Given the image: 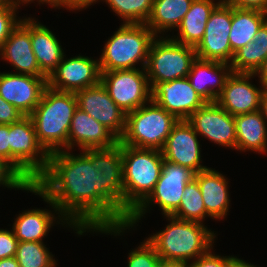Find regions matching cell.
<instances>
[{"label": "cell", "mask_w": 267, "mask_h": 267, "mask_svg": "<svg viewBox=\"0 0 267 267\" xmlns=\"http://www.w3.org/2000/svg\"><path fill=\"white\" fill-rule=\"evenodd\" d=\"M99 0H65V9L67 10H80V9H86L90 5L96 4ZM101 1V0H100Z\"/></svg>", "instance_id": "cell-41"}, {"label": "cell", "mask_w": 267, "mask_h": 267, "mask_svg": "<svg viewBox=\"0 0 267 267\" xmlns=\"http://www.w3.org/2000/svg\"><path fill=\"white\" fill-rule=\"evenodd\" d=\"M0 158L10 163L9 125L0 124Z\"/></svg>", "instance_id": "cell-40"}, {"label": "cell", "mask_w": 267, "mask_h": 267, "mask_svg": "<svg viewBox=\"0 0 267 267\" xmlns=\"http://www.w3.org/2000/svg\"><path fill=\"white\" fill-rule=\"evenodd\" d=\"M255 76H258L259 83L264 87L267 88V57L263 61L262 65L257 69L254 73Z\"/></svg>", "instance_id": "cell-42"}, {"label": "cell", "mask_w": 267, "mask_h": 267, "mask_svg": "<svg viewBox=\"0 0 267 267\" xmlns=\"http://www.w3.org/2000/svg\"><path fill=\"white\" fill-rule=\"evenodd\" d=\"M99 60L79 56L61 59L56 69L47 78V86L61 92H77L100 83Z\"/></svg>", "instance_id": "cell-12"}, {"label": "cell", "mask_w": 267, "mask_h": 267, "mask_svg": "<svg viewBox=\"0 0 267 267\" xmlns=\"http://www.w3.org/2000/svg\"><path fill=\"white\" fill-rule=\"evenodd\" d=\"M193 0H153L152 12L145 23L158 37L178 28Z\"/></svg>", "instance_id": "cell-27"}, {"label": "cell", "mask_w": 267, "mask_h": 267, "mask_svg": "<svg viewBox=\"0 0 267 267\" xmlns=\"http://www.w3.org/2000/svg\"><path fill=\"white\" fill-rule=\"evenodd\" d=\"M233 8L256 9L267 13V0H221Z\"/></svg>", "instance_id": "cell-39"}, {"label": "cell", "mask_w": 267, "mask_h": 267, "mask_svg": "<svg viewBox=\"0 0 267 267\" xmlns=\"http://www.w3.org/2000/svg\"><path fill=\"white\" fill-rule=\"evenodd\" d=\"M37 2L40 4H50L49 6L53 7V8H63L65 7V0H37Z\"/></svg>", "instance_id": "cell-46"}, {"label": "cell", "mask_w": 267, "mask_h": 267, "mask_svg": "<svg viewBox=\"0 0 267 267\" xmlns=\"http://www.w3.org/2000/svg\"><path fill=\"white\" fill-rule=\"evenodd\" d=\"M0 3H10V4H13V0H0Z\"/></svg>", "instance_id": "cell-49"}, {"label": "cell", "mask_w": 267, "mask_h": 267, "mask_svg": "<svg viewBox=\"0 0 267 267\" xmlns=\"http://www.w3.org/2000/svg\"><path fill=\"white\" fill-rule=\"evenodd\" d=\"M231 73L228 63L196 58L187 77L202 99L207 103H215Z\"/></svg>", "instance_id": "cell-21"}, {"label": "cell", "mask_w": 267, "mask_h": 267, "mask_svg": "<svg viewBox=\"0 0 267 267\" xmlns=\"http://www.w3.org/2000/svg\"><path fill=\"white\" fill-rule=\"evenodd\" d=\"M35 0H13V4H15V5H17V6H19V7H21L20 5L22 4V5H27V4H31V2H34Z\"/></svg>", "instance_id": "cell-48"}, {"label": "cell", "mask_w": 267, "mask_h": 267, "mask_svg": "<svg viewBox=\"0 0 267 267\" xmlns=\"http://www.w3.org/2000/svg\"><path fill=\"white\" fill-rule=\"evenodd\" d=\"M159 267H189V263L161 261Z\"/></svg>", "instance_id": "cell-47"}, {"label": "cell", "mask_w": 267, "mask_h": 267, "mask_svg": "<svg viewBox=\"0 0 267 267\" xmlns=\"http://www.w3.org/2000/svg\"><path fill=\"white\" fill-rule=\"evenodd\" d=\"M27 191L41 196L82 234L124 225L121 144L87 149L80 154L61 150L49 154L48 167Z\"/></svg>", "instance_id": "cell-1"}, {"label": "cell", "mask_w": 267, "mask_h": 267, "mask_svg": "<svg viewBox=\"0 0 267 267\" xmlns=\"http://www.w3.org/2000/svg\"><path fill=\"white\" fill-rule=\"evenodd\" d=\"M10 164L30 183L48 167L49 154L39 144L29 116L9 125Z\"/></svg>", "instance_id": "cell-9"}, {"label": "cell", "mask_w": 267, "mask_h": 267, "mask_svg": "<svg viewBox=\"0 0 267 267\" xmlns=\"http://www.w3.org/2000/svg\"><path fill=\"white\" fill-rule=\"evenodd\" d=\"M30 38L40 71L48 78L64 56L60 41L47 26L30 17Z\"/></svg>", "instance_id": "cell-24"}, {"label": "cell", "mask_w": 267, "mask_h": 267, "mask_svg": "<svg viewBox=\"0 0 267 267\" xmlns=\"http://www.w3.org/2000/svg\"><path fill=\"white\" fill-rule=\"evenodd\" d=\"M254 73H231L227 78L216 103L232 116L260 110L261 96L265 89L258 88L249 81Z\"/></svg>", "instance_id": "cell-18"}, {"label": "cell", "mask_w": 267, "mask_h": 267, "mask_svg": "<svg viewBox=\"0 0 267 267\" xmlns=\"http://www.w3.org/2000/svg\"><path fill=\"white\" fill-rule=\"evenodd\" d=\"M119 139L104 125L88 113L77 108L71 120L68 133V150L106 149L114 147Z\"/></svg>", "instance_id": "cell-20"}, {"label": "cell", "mask_w": 267, "mask_h": 267, "mask_svg": "<svg viewBox=\"0 0 267 267\" xmlns=\"http://www.w3.org/2000/svg\"><path fill=\"white\" fill-rule=\"evenodd\" d=\"M75 96L78 108L88 113L120 139L125 130L126 113L112 100L101 82L75 92Z\"/></svg>", "instance_id": "cell-15"}, {"label": "cell", "mask_w": 267, "mask_h": 267, "mask_svg": "<svg viewBox=\"0 0 267 267\" xmlns=\"http://www.w3.org/2000/svg\"><path fill=\"white\" fill-rule=\"evenodd\" d=\"M165 217L166 228L146 238L161 261L190 263L212 248L217 235L203 223Z\"/></svg>", "instance_id": "cell-2"}, {"label": "cell", "mask_w": 267, "mask_h": 267, "mask_svg": "<svg viewBox=\"0 0 267 267\" xmlns=\"http://www.w3.org/2000/svg\"><path fill=\"white\" fill-rule=\"evenodd\" d=\"M23 18V19H22ZM3 43L0 57L17 70V74L46 77L39 69L30 38V17H22Z\"/></svg>", "instance_id": "cell-19"}, {"label": "cell", "mask_w": 267, "mask_h": 267, "mask_svg": "<svg viewBox=\"0 0 267 267\" xmlns=\"http://www.w3.org/2000/svg\"><path fill=\"white\" fill-rule=\"evenodd\" d=\"M178 121L174 115L151 100L126 114L125 130L119 143L136 148L161 150Z\"/></svg>", "instance_id": "cell-7"}, {"label": "cell", "mask_w": 267, "mask_h": 267, "mask_svg": "<svg viewBox=\"0 0 267 267\" xmlns=\"http://www.w3.org/2000/svg\"><path fill=\"white\" fill-rule=\"evenodd\" d=\"M157 36L146 24H121L108 38L100 55L101 72L145 69L149 50Z\"/></svg>", "instance_id": "cell-6"}, {"label": "cell", "mask_w": 267, "mask_h": 267, "mask_svg": "<svg viewBox=\"0 0 267 267\" xmlns=\"http://www.w3.org/2000/svg\"><path fill=\"white\" fill-rule=\"evenodd\" d=\"M195 173L189 168L177 165L167 160L163 161L162 172L150 195L130 214L127 222L120 226L102 227L95 232L122 236L121 234L136 227L141 218L148 213L150 204L158 205L162 215H171L180 205L181 196L187 183L194 178ZM131 227V228H130Z\"/></svg>", "instance_id": "cell-5"}, {"label": "cell", "mask_w": 267, "mask_h": 267, "mask_svg": "<svg viewBox=\"0 0 267 267\" xmlns=\"http://www.w3.org/2000/svg\"><path fill=\"white\" fill-rule=\"evenodd\" d=\"M77 99L73 92H61L48 86L29 115L39 144L48 153L68 150V133Z\"/></svg>", "instance_id": "cell-3"}, {"label": "cell", "mask_w": 267, "mask_h": 267, "mask_svg": "<svg viewBox=\"0 0 267 267\" xmlns=\"http://www.w3.org/2000/svg\"><path fill=\"white\" fill-rule=\"evenodd\" d=\"M24 115L0 96V124L10 125L18 122Z\"/></svg>", "instance_id": "cell-38"}, {"label": "cell", "mask_w": 267, "mask_h": 267, "mask_svg": "<svg viewBox=\"0 0 267 267\" xmlns=\"http://www.w3.org/2000/svg\"><path fill=\"white\" fill-rule=\"evenodd\" d=\"M123 20V24H145L149 19L153 0H101Z\"/></svg>", "instance_id": "cell-31"}, {"label": "cell", "mask_w": 267, "mask_h": 267, "mask_svg": "<svg viewBox=\"0 0 267 267\" xmlns=\"http://www.w3.org/2000/svg\"><path fill=\"white\" fill-rule=\"evenodd\" d=\"M19 6L10 3H0V50L12 30L20 23L21 19L16 13Z\"/></svg>", "instance_id": "cell-34"}, {"label": "cell", "mask_w": 267, "mask_h": 267, "mask_svg": "<svg viewBox=\"0 0 267 267\" xmlns=\"http://www.w3.org/2000/svg\"><path fill=\"white\" fill-rule=\"evenodd\" d=\"M231 23L232 7L220 2L210 14L204 36L195 47L196 57L230 64L234 56L229 42Z\"/></svg>", "instance_id": "cell-11"}, {"label": "cell", "mask_w": 267, "mask_h": 267, "mask_svg": "<svg viewBox=\"0 0 267 267\" xmlns=\"http://www.w3.org/2000/svg\"><path fill=\"white\" fill-rule=\"evenodd\" d=\"M101 72L100 82L109 96L126 114L148 104L152 89L145 69Z\"/></svg>", "instance_id": "cell-10"}, {"label": "cell", "mask_w": 267, "mask_h": 267, "mask_svg": "<svg viewBox=\"0 0 267 267\" xmlns=\"http://www.w3.org/2000/svg\"><path fill=\"white\" fill-rule=\"evenodd\" d=\"M57 217H55V213H52L51 210L48 209L36 208L26 210L16 216L12 229L17 240L22 242H43V238L48 235L51 227L56 222V224H62V226L66 224V227L75 230V233L79 236L83 235L76 227L70 224L66 218L63 216Z\"/></svg>", "instance_id": "cell-22"}, {"label": "cell", "mask_w": 267, "mask_h": 267, "mask_svg": "<svg viewBox=\"0 0 267 267\" xmlns=\"http://www.w3.org/2000/svg\"><path fill=\"white\" fill-rule=\"evenodd\" d=\"M24 190L31 185L10 163L0 158V186Z\"/></svg>", "instance_id": "cell-35"}, {"label": "cell", "mask_w": 267, "mask_h": 267, "mask_svg": "<svg viewBox=\"0 0 267 267\" xmlns=\"http://www.w3.org/2000/svg\"><path fill=\"white\" fill-rule=\"evenodd\" d=\"M168 36L156 37L149 50L145 70L151 89L159 82L187 77L192 62L197 58L195 47Z\"/></svg>", "instance_id": "cell-8"}, {"label": "cell", "mask_w": 267, "mask_h": 267, "mask_svg": "<svg viewBox=\"0 0 267 267\" xmlns=\"http://www.w3.org/2000/svg\"><path fill=\"white\" fill-rule=\"evenodd\" d=\"M128 254L127 267H159L161 263L160 256L147 240Z\"/></svg>", "instance_id": "cell-33"}, {"label": "cell", "mask_w": 267, "mask_h": 267, "mask_svg": "<svg viewBox=\"0 0 267 267\" xmlns=\"http://www.w3.org/2000/svg\"><path fill=\"white\" fill-rule=\"evenodd\" d=\"M123 207L131 214L153 191L163 167L161 150L121 144Z\"/></svg>", "instance_id": "cell-4"}, {"label": "cell", "mask_w": 267, "mask_h": 267, "mask_svg": "<svg viewBox=\"0 0 267 267\" xmlns=\"http://www.w3.org/2000/svg\"><path fill=\"white\" fill-rule=\"evenodd\" d=\"M16 259L20 267H57L44 242H18Z\"/></svg>", "instance_id": "cell-32"}, {"label": "cell", "mask_w": 267, "mask_h": 267, "mask_svg": "<svg viewBox=\"0 0 267 267\" xmlns=\"http://www.w3.org/2000/svg\"><path fill=\"white\" fill-rule=\"evenodd\" d=\"M152 101L178 120H187L207 103L192 88L188 77L157 83L152 88Z\"/></svg>", "instance_id": "cell-14"}, {"label": "cell", "mask_w": 267, "mask_h": 267, "mask_svg": "<svg viewBox=\"0 0 267 267\" xmlns=\"http://www.w3.org/2000/svg\"><path fill=\"white\" fill-rule=\"evenodd\" d=\"M46 87L47 77L16 72L0 73V96L24 116H29L34 111Z\"/></svg>", "instance_id": "cell-17"}, {"label": "cell", "mask_w": 267, "mask_h": 267, "mask_svg": "<svg viewBox=\"0 0 267 267\" xmlns=\"http://www.w3.org/2000/svg\"><path fill=\"white\" fill-rule=\"evenodd\" d=\"M267 20V13L256 9L232 7V23L229 42L234 54L253 41L258 29Z\"/></svg>", "instance_id": "cell-28"}, {"label": "cell", "mask_w": 267, "mask_h": 267, "mask_svg": "<svg viewBox=\"0 0 267 267\" xmlns=\"http://www.w3.org/2000/svg\"><path fill=\"white\" fill-rule=\"evenodd\" d=\"M267 57V20L249 42L234 53L230 63L233 73H255Z\"/></svg>", "instance_id": "cell-29"}, {"label": "cell", "mask_w": 267, "mask_h": 267, "mask_svg": "<svg viewBox=\"0 0 267 267\" xmlns=\"http://www.w3.org/2000/svg\"><path fill=\"white\" fill-rule=\"evenodd\" d=\"M197 180L206 213L212 219H223L230 206L229 180L213 168H207L194 175Z\"/></svg>", "instance_id": "cell-23"}, {"label": "cell", "mask_w": 267, "mask_h": 267, "mask_svg": "<svg viewBox=\"0 0 267 267\" xmlns=\"http://www.w3.org/2000/svg\"><path fill=\"white\" fill-rule=\"evenodd\" d=\"M187 121L195 132L222 147L236 150L234 116L215 103H206L196 110Z\"/></svg>", "instance_id": "cell-13"}, {"label": "cell", "mask_w": 267, "mask_h": 267, "mask_svg": "<svg viewBox=\"0 0 267 267\" xmlns=\"http://www.w3.org/2000/svg\"><path fill=\"white\" fill-rule=\"evenodd\" d=\"M18 242L13 229H0V259L15 257Z\"/></svg>", "instance_id": "cell-37"}, {"label": "cell", "mask_w": 267, "mask_h": 267, "mask_svg": "<svg viewBox=\"0 0 267 267\" xmlns=\"http://www.w3.org/2000/svg\"><path fill=\"white\" fill-rule=\"evenodd\" d=\"M198 134L187 120H179L172 128L161 153L164 160L189 168L195 174L209 167L201 164Z\"/></svg>", "instance_id": "cell-16"}, {"label": "cell", "mask_w": 267, "mask_h": 267, "mask_svg": "<svg viewBox=\"0 0 267 267\" xmlns=\"http://www.w3.org/2000/svg\"><path fill=\"white\" fill-rule=\"evenodd\" d=\"M210 248L205 254L189 263V267H228L229 261L234 256H219L211 252Z\"/></svg>", "instance_id": "cell-36"}, {"label": "cell", "mask_w": 267, "mask_h": 267, "mask_svg": "<svg viewBox=\"0 0 267 267\" xmlns=\"http://www.w3.org/2000/svg\"><path fill=\"white\" fill-rule=\"evenodd\" d=\"M221 2L193 0L178 29V36L171 38L181 44L196 47L202 40L207 21L214 8Z\"/></svg>", "instance_id": "cell-26"}, {"label": "cell", "mask_w": 267, "mask_h": 267, "mask_svg": "<svg viewBox=\"0 0 267 267\" xmlns=\"http://www.w3.org/2000/svg\"><path fill=\"white\" fill-rule=\"evenodd\" d=\"M260 111L267 122V88L263 90L260 103Z\"/></svg>", "instance_id": "cell-44"}, {"label": "cell", "mask_w": 267, "mask_h": 267, "mask_svg": "<svg viewBox=\"0 0 267 267\" xmlns=\"http://www.w3.org/2000/svg\"><path fill=\"white\" fill-rule=\"evenodd\" d=\"M171 215L181 220L199 223H204L205 217H210L206 213L203 197L195 178L186 184L180 205Z\"/></svg>", "instance_id": "cell-30"}, {"label": "cell", "mask_w": 267, "mask_h": 267, "mask_svg": "<svg viewBox=\"0 0 267 267\" xmlns=\"http://www.w3.org/2000/svg\"><path fill=\"white\" fill-rule=\"evenodd\" d=\"M0 267H20L16 257L0 259Z\"/></svg>", "instance_id": "cell-45"}, {"label": "cell", "mask_w": 267, "mask_h": 267, "mask_svg": "<svg viewBox=\"0 0 267 267\" xmlns=\"http://www.w3.org/2000/svg\"><path fill=\"white\" fill-rule=\"evenodd\" d=\"M236 150L267 152V123L260 110L234 116Z\"/></svg>", "instance_id": "cell-25"}, {"label": "cell", "mask_w": 267, "mask_h": 267, "mask_svg": "<svg viewBox=\"0 0 267 267\" xmlns=\"http://www.w3.org/2000/svg\"><path fill=\"white\" fill-rule=\"evenodd\" d=\"M228 267H256V266H254V264H250L248 262H245V260H242L234 256L229 261Z\"/></svg>", "instance_id": "cell-43"}]
</instances>
